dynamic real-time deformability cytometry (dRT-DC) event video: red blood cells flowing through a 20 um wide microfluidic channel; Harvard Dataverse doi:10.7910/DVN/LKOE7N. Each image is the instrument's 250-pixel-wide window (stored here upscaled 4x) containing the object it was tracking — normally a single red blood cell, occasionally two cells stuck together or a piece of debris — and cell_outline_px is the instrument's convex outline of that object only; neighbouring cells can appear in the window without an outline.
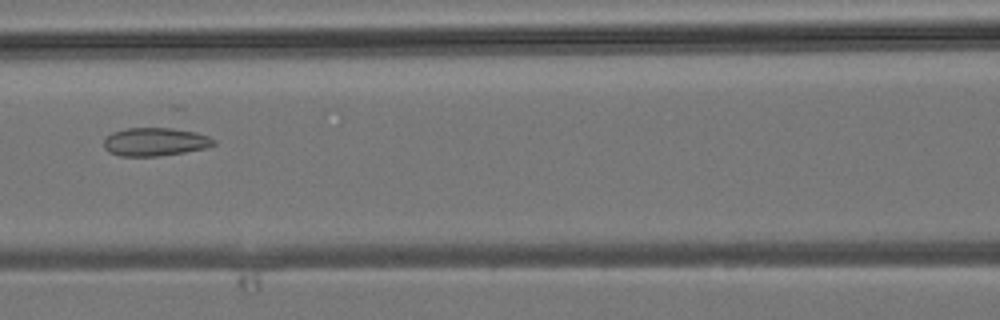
{"species": "common noctule bat (a hibernating species)", "species_latin": "Nyctalus noctula", "temperature_condition": "room temperature", "stored_images_in_passage": 41, "camera_frame_rate_fps": 3000, "um_per_image_px": 0.085, "animal": {"sex": "male", "body_mass_g": 19.2, "forearm_length_mm": 51.8}, "frame": {"image": 1, "passage_image": 18, "time_ms": 5.667, "image_size_px": [1000, 320], "cell_outline_px": [[216, 144], [204, 148], [184, 152], [160, 156], [120, 156], [108, 152], [104, 148], [104, 140], [112, 132], [128, 128], [172, 128], [196, 132], [208, 136], [216, 140]], "centroid_in_image_um": [13.18, 12.06], "position_along_channel_um": 153.4, "area_um2": 18.09}}
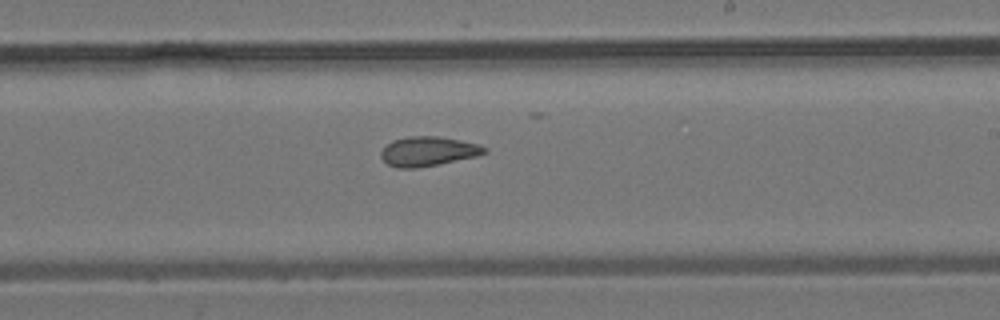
{"frame": {"image": 2, "passage_image": 24, "time_ms": 7.667, "image_size_px": [1000, 320], "cell_outline_px": [[488, 152], [476, 156], [416, 168], [396, 168], [388, 164], [380, 156], [380, 152], [392, 140], [408, 136], [436, 136], [460, 140], [480, 144], [488, 148]], "centroid_in_image_um": [36.39, 12.85], "position_along_channel_um": 252.6, "area_um2": 17.69}}
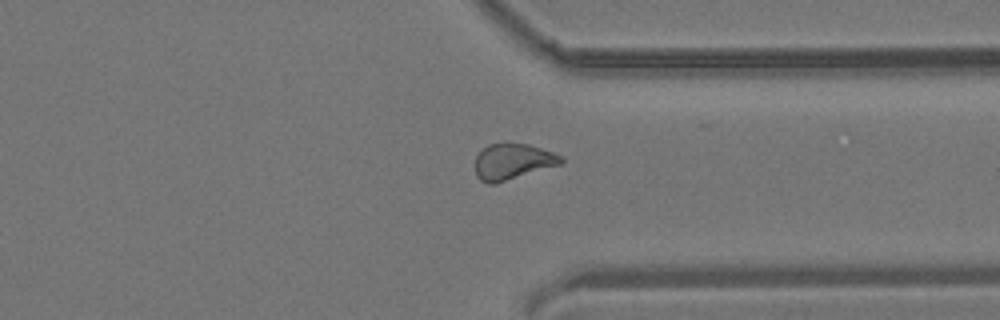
{"frame": {"image": 3, "passage_image": 31, "time_ms": 10.0, "image_size_px": [1000, 320], "cell_outline_px": [[564, 164], [496, 184], [488, 184], [480, 180], [476, 176], [476, 156], [488, 144], [504, 140], [528, 144], [564, 156]], "centroid_in_image_um": [43.61, 13.71], "position_along_channel_um": 367.8, "area_um2": 18.73}}